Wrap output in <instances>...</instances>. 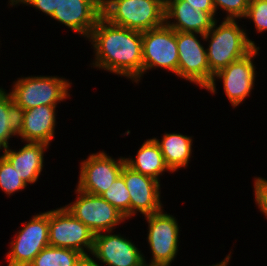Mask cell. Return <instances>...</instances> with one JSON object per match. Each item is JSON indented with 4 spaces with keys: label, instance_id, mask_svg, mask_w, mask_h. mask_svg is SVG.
Instances as JSON below:
<instances>
[{
    "label": "cell",
    "instance_id": "8fae6325",
    "mask_svg": "<svg viewBox=\"0 0 267 266\" xmlns=\"http://www.w3.org/2000/svg\"><path fill=\"white\" fill-rule=\"evenodd\" d=\"M205 43L204 34L177 31V77L200 89H206L210 84V68L206 48L203 46Z\"/></svg>",
    "mask_w": 267,
    "mask_h": 266
},
{
    "label": "cell",
    "instance_id": "5bb4252c",
    "mask_svg": "<svg viewBox=\"0 0 267 266\" xmlns=\"http://www.w3.org/2000/svg\"><path fill=\"white\" fill-rule=\"evenodd\" d=\"M121 175L130 195V218L136 217L139 213L142 216L151 215L164 208L159 181L134 171L126 164Z\"/></svg>",
    "mask_w": 267,
    "mask_h": 266
},
{
    "label": "cell",
    "instance_id": "277c9868",
    "mask_svg": "<svg viewBox=\"0 0 267 266\" xmlns=\"http://www.w3.org/2000/svg\"><path fill=\"white\" fill-rule=\"evenodd\" d=\"M101 11L109 23L140 32L165 24V6L159 0H102Z\"/></svg>",
    "mask_w": 267,
    "mask_h": 266
},
{
    "label": "cell",
    "instance_id": "ba28073f",
    "mask_svg": "<svg viewBox=\"0 0 267 266\" xmlns=\"http://www.w3.org/2000/svg\"><path fill=\"white\" fill-rule=\"evenodd\" d=\"M94 235L64 205L49 210V246L73 249L84 256H90Z\"/></svg>",
    "mask_w": 267,
    "mask_h": 266
},
{
    "label": "cell",
    "instance_id": "ac0fdd59",
    "mask_svg": "<svg viewBox=\"0 0 267 266\" xmlns=\"http://www.w3.org/2000/svg\"><path fill=\"white\" fill-rule=\"evenodd\" d=\"M23 147H7L5 158L17 170L20 177L29 186L35 184L44 168V154L49 145L42 142H23Z\"/></svg>",
    "mask_w": 267,
    "mask_h": 266
},
{
    "label": "cell",
    "instance_id": "484cf974",
    "mask_svg": "<svg viewBox=\"0 0 267 266\" xmlns=\"http://www.w3.org/2000/svg\"><path fill=\"white\" fill-rule=\"evenodd\" d=\"M244 19L254 24L255 32L264 34L267 31V0H250Z\"/></svg>",
    "mask_w": 267,
    "mask_h": 266
},
{
    "label": "cell",
    "instance_id": "8992f818",
    "mask_svg": "<svg viewBox=\"0 0 267 266\" xmlns=\"http://www.w3.org/2000/svg\"><path fill=\"white\" fill-rule=\"evenodd\" d=\"M147 243L151 255L145 266H171L179 251L180 225L175 216L164 211L146 215Z\"/></svg>",
    "mask_w": 267,
    "mask_h": 266
},
{
    "label": "cell",
    "instance_id": "4316f807",
    "mask_svg": "<svg viewBox=\"0 0 267 266\" xmlns=\"http://www.w3.org/2000/svg\"><path fill=\"white\" fill-rule=\"evenodd\" d=\"M62 0H8V6L17 7L24 4L29 7H34L38 11H42L46 16H53L55 9H58Z\"/></svg>",
    "mask_w": 267,
    "mask_h": 266
},
{
    "label": "cell",
    "instance_id": "7a4b0ae2",
    "mask_svg": "<svg viewBox=\"0 0 267 266\" xmlns=\"http://www.w3.org/2000/svg\"><path fill=\"white\" fill-rule=\"evenodd\" d=\"M238 23L237 20L223 19L219 22L217 19L213 27L204 34V39L208 42L205 44L208 46L205 47L210 68V83L218 71L259 47L250 39L247 29Z\"/></svg>",
    "mask_w": 267,
    "mask_h": 266
},
{
    "label": "cell",
    "instance_id": "9c48e42d",
    "mask_svg": "<svg viewBox=\"0 0 267 266\" xmlns=\"http://www.w3.org/2000/svg\"><path fill=\"white\" fill-rule=\"evenodd\" d=\"M76 198L65 207L94 234L113 231L127 220L101 196L74 189Z\"/></svg>",
    "mask_w": 267,
    "mask_h": 266
},
{
    "label": "cell",
    "instance_id": "d4e9b609",
    "mask_svg": "<svg viewBox=\"0 0 267 266\" xmlns=\"http://www.w3.org/2000/svg\"><path fill=\"white\" fill-rule=\"evenodd\" d=\"M250 0H212L214 9L217 11L221 9L223 15L225 13L226 17L223 19L238 20L241 22V19L247 14L248 6Z\"/></svg>",
    "mask_w": 267,
    "mask_h": 266
},
{
    "label": "cell",
    "instance_id": "f546056e",
    "mask_svg": "<svg viewBox=\"0 0 267 266\" xmlns=\"http://www.w3.org/2000/svg\"><path fill=\"white\" fill-rule=\"evenodd\" d=\"M76 266H102L96 262L91 256H84Z\"/></svg>",
    "mask_w": 267,
    "mask_h": 266
},
{
    "label": "cell",
    "instance_id": "9a60e30c",
    "mask_svg": "<svg viewBox=\"0 0 267 266\" xmlns=\"http://www.w3.org/2000/svg\"><path fill=\"white\" fill-rule=\"evenodd\" d=\"M102 0H62L53 19L87 40L102 16Z\"/></svg>",
    "mask_w": 267,
    "mask_h": 266
},
{
    "label": "cell",
    "instance_id": "f1b7e54d",
    "mask_svg": "<svg viewBox=\"0 0 267 266\" xmlns=\"http://www.w3.org/2000/svg\"><path fill=\"white\" fill-rule=\"evenodd\" d=\"M188 2L196 11H205L208 13H216L212 0H184Z\"/></svg>",
    "mask_w": 267,
    "mask_h": 266
},
{
    "label": "cell",
    "instance_id": "7402d4cb",
    "mask_svg": "<svg viewBox=\"0 0 267 266\" xmlns=\"http://www.w3.org/2000/svg\"><path fill=\"white\" fill-rule=\"evenodd\" d=\"M83 257L73 249L47 246L28 266H76Z\"/></svg>",
    "mask_w": 267,
    "mask_h": 266
},
{
    "label": "cell",
    "instance_id": "e0dca14e",
    "mask_svg": "<svg viewBox=\"0 0 267 266\" xmlns=\"http://www.w3.org/2000/svg\"><path fill=\"white\" fill-rule=\"evenodd\" d=\"M216 20V13L196 11L184 0H171L165 6V24L175 31L206 34Z\"/></svg>",
    "mask_w": 267,
    "mask_h": 266
},
{
    "label": "cell",
    "instance_id": "603a6c76",
    "mask_svg": "<svg viewBox=\"0 0 267 266\" xmlns=\"http://www.w3.org/2000/svg\"><path fill=\"white\" fill-rule=\"evenodd\" d=\"M5 153L0 155V190L11 197L27 188L26 182L20 177L17 170L5 158Z\"/></svg>",
    "mask_w": 267,
    "mask_h": 266
},
{
    "label": "cell",
    "instance_id": "d6a6232c",
    "mask_svg": "<svg viewBox=\"0 0 267 266\" xmlns=\"http://www.w3.org/2000/svg\"><path fill=\"white\" fill-rule=\"evenodd\" d=\"M164 6H166L171 0H159Z\"/></svg>",
    "mask_w": 267,
    "mask_h": 266
},
{
    "label": "cell",
    "instance_id": "4dcf8cb0",
    "mask_svg": "<svg viewBox=\"0 0 267 266\" xmlns=\"http://www.w3.org/2000/svg\"><path fill=\"white\" fill-rule=\"evenodd\" d=\"M231 257H232V252L230 250V253H228V255H226V257L222 261H220L219 263H216V264L209 265V266H229V263H231L230 262ZM202 266H204V265H202ZM205 266H207V265H205Z\"/></svg>",
    "mask_w": 267,
    "mask_h": 266
},
{
    "label": "cell",
    "instance_id": "44dd1931",
    "mask_svg": "<svg viewBox=\"0 0 267 266\" xmlns=\"http://www.w3.org/2000/svg\"><path fill=\"white\" fill-rule=\"evenodd\" d=\"M18 110L15 108L12 95L0 88V142L9 147L12 138H17ZM11 138V139H10ZM10 140V141H9Z\"/></svg>",
    "mask_w": 267,
    "mask_h": 266
},
{
    "label": "cell",
    "instance_id": "52a82bcc",
    "mask_svg": "<svg viewBox=\"0 0 267 266\" xmlns=\"http://www.w3.org/2000/svg\"><path fill=\"white\" fill-rule=\"evenodd\" d=\"M9 242L7 266H28L36 255L49 246V211L39 212L22 224Z\"/></svg>",
    "mask_w": 267,
    "mask_h": 266
},
{
    "label": "cell",
    "instance_id": "2e32d148",
    "mask_svg": "<svg viewBox=\"0 0 267 266\" xmlns=\"http://www.w3.org/2000/svg\"><path fill=\"white\" fill-rule=\"evenodd\" d=\"M57 105H40L18 111V133L21 142H42L51 146L58 124Z\"/></svg>",
    "mask_w": 267,
    "mask_h": 266
},
{
    "label": "cell",
    "instance_id": "3957f363",
    "mask_svg": "<svg viewBox=\"0 0 267 266\" xmlns=\"http://www.w3.org/2000/svg\"><path fill=\"white\" fill-rule=\"evenodd\" d=\"M9 93L18 111L40 105H58L70 99L72 82L63 76L31 75L17 78Z\"/></svg>",
    "mask_w": 267,
    "mask_h": 266
},
{
    "label": "cell",
    "instance_id": "7c38bea8",
    "mask_svg": "<svg viewBox=\"0 0 267 266\" xmlns=\"http://www.w3.org/2000/svg\"><path fill=\"white\" fill-rule=\"evenodd\" d=\"M79 178L76 187L86 193L100 196L121 174L125 156L112 158L104 150L91 153L79 163Z\"/></svg>",
    "mask_w": 267,
    "mask_h": 266
},
{
    "label": "cell",
    "instance_id": "83f0119b",
    "mask_svg": "<svg viewBox=\"0 0 267 266\" xmlns=\"http://www.w3.org/2000/svg\"><path fill=\"white\" fill-rule=\"evenodd\" d=\"M253 189L255 204L267 219V179L254 177Z\"/></svg>",
    "mask_w": 267,
    "mask_h": 266
},
{
    "label": "cell",
    "instance_id": "d6986e66",
    "mask_svg": "<svg viewBox=\"0 0 267 266\" xmlns=\"http://www.w3.org/2000/svg\"><path fill=\"white\" fill-rule=\"evenodd\" d=\"M193 137L183 135V133L165 132L162 139L153 138L160 147L166 165L173 173L189 166L192 152H194Z\"/></svg>",
    "mask_w": 267,
    "mask_h": 266
},
{
    "label": "cell",
    "instance_id": "5b68a950",
    "mask_svg": "<svg viewBox=\"0 0 267 266\" xmlns=\"http://www.w3.org/2000/svg\"><path fill=\"white\" fill-rule=\"evenodd\" d=\"M261 47H255L250 53L244 57L233 61L227 67L218 71L206 88V90L212 95L217 92L216 80L222 81L223 91L225 97L230 102L232 109L239 107V105L246 101V97H250L252 90L255 88L257 67L255 66L254 59L259 56V50Z\"/></svg>",
    "mask_w": 267,
    "mask_h": 266
},
{
    "label": "cell",
    "instance_id": "4fadbf2b",
    "mask_svg": "<svg viewBox=\"0 0 267 266\" xmlns=\"http://www.w3.org/2000/svg\"><path fill=\"white\" fill-rule=\"evenodd\" d=\"M115 231L94 235L91 257L102 266H145L147 257L129 237ZM113 233V234H112ZM103 263V264H102Z\"/></svg>",
    "mask_w": 267,
    "mask_h": 266
},
{
    "label": "cell",
    "instance_id": "6da1fadb",
    "mask_svg": "<svg viewBox=\"0 0 267 266\" xmlns=\"http://www.w3.org/2000/svg\"><path fill=\"white\" fill-rule=\"evenodd\" d=\"M87 41L94 52L91 67L125 77L136 85L141 82L142 32L113 25L101 16Z\"/></svg>",
    "mask_w": 267,
    "mask_h": 266
},
{
    "label": "cell",
    "instance_id": "30bf717a",
    "mask_svg": "<svg viewBox=\"0 0 267 266\" xmlns=\"http://www.w3.org/2000/svg\"><path fill=\"white\" fill-rule=\"evenodd\" d=\"M143 77L148 71L161 68L177 76V31L166 24L142 32Z\"/></svg>",
    "mask_w": 267,
    "mask_h": 266
},
{
    "label": "cell",
    "instance_id": "cb8c5ba5",
    "mask_svg": "<svg viewBox=\"0 0 267 266\" xmlns=\"http://www.w3.org/2000/svg\"><path fill=\"white\" fill-rule=\"evenodd\" d=\"M100 196L119 210L128 221L130 220V195L121 174Z\"/></svg>",
    "mask_w": 267,
    "mask_h": 266
},
{
    "label": "cell",
    "instance_id": "1f68e13d",
    "mask_svg": "<svg viewBox=\"0 0 267 266\" xmlns=\"http://www.w3.org/2000/svg\"><path fill=\"white\" fill-rule=\"evenodd\" d=\"M6 149H7V147H6L2 142H0V150H1V151L3 150L2 153H3V152H6ZM1 151H0V152H1Z\"/></svg>",
    "mask_w": 267,
    "mask_h": 266
},
{
    "label": "cell",
    "instance_id": "ffe728a7",
    "mask_svg": "<svg viewBox=\"0 0 267 266\" xmlns=\"http://www.w3.org/2000/svg\"><path fill=\"white\" fill-rule=\"evenodd\" d=\"M125 163L134 171L159 182H161L160 178L165 174L164 172L173 173L166 165L160 147L153 137L144 140L134 158L130 155L125 157Z\"/></svg>",
    "mask_w": 267,
    "mask_h": 266
}]
</instances>
